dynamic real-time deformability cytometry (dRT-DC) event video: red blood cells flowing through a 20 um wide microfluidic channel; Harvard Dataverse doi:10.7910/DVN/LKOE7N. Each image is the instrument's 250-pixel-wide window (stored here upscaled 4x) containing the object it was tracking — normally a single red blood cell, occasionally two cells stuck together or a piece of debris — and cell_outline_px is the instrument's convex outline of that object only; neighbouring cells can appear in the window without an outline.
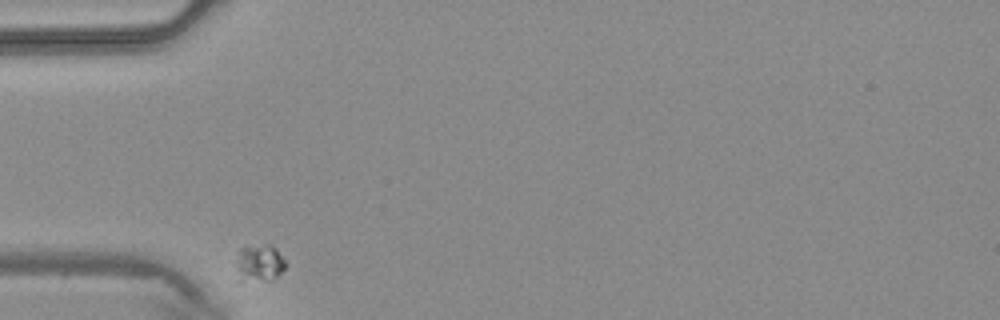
{"species": "common noctule bat (a hibernating species)", "species_latin": "Nyctalus noctula", "temperature_condition": "warm", "stored_images_in_passage": 5, "camera_frame_rate_fps": 3000, "um_per_image_px": 0.085, "animal": {"sex": "male", "body_mass_g": 20.4}, "frame": {"image": 1, "passage_image": 1, "time_ms": 0.0, "image_size_px": [1000, 320], "cell_outline_px": [[284, 268], [272, 280], [240, 284], [236, 284], [236, 260], [240, 248], [268, 244], [272, 244], [276, 248], [284, 260]], "centroid_in_image_um": [21.95, 22.44], "position_along_channel_um": 63.0, "area_um2": 11.21}}
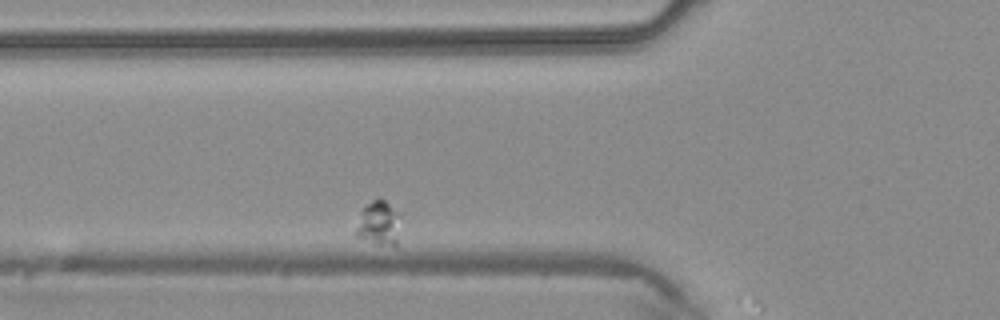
{"frame": {"image": 2, "passage_image": 4, "time_ms": 1.0, "image_size_px": [1000, 320], "cell_outline_px": [[400, 216], [396, 248], [380, 244], [356, 236], [356, 228], [364, 208], [376, 196], [380, 196]], "centroid_in_image_um": [32.22, 18.98], "position_along_channel_um": 93.6, "area_um2": 11.21}}